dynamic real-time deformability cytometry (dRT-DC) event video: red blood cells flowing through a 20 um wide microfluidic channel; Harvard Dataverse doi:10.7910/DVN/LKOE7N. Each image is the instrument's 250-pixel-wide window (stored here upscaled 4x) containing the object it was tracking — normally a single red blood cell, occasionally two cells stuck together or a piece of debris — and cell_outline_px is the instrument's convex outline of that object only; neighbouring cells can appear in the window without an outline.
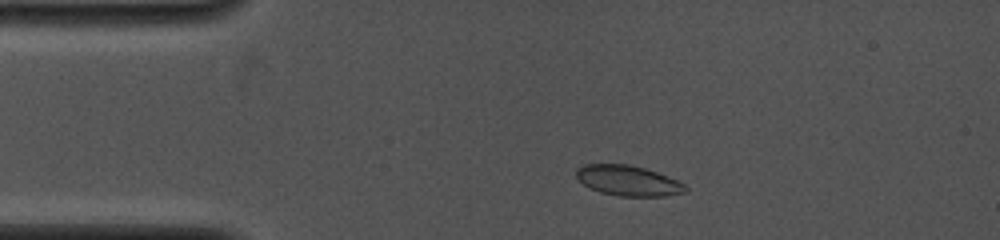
{"species": "common noctule bat (a hibernating species)", "species_latin": "Nyctalus noctula", "temperature_condition": "cold", "stored_images_in_passage": 34, "camera_frame_rate_fps": 4000, "um_per_image_px": 0.085, "animal": {"sex": "female", "body_mass_g": 19.0, "forearm_length_mm": 53.3}, "frame": {"image": 1, "passage_image": 7, "time_ms": 1.5, "image_size_px": [1000, 240], "cell_outline_px": [[688, 192], [664, 196], [620, 196], [600, 192], [584, 184], [576, 176], [576, 168], [584, 164], [628, 164], [644, 168], [656, 172], [676, 180], [684, 184], [688, 188]], "centroid_in_image_um": [53.4, 15.35], "position_along_channel_um": 31.6, "area_um2": 19.13}}
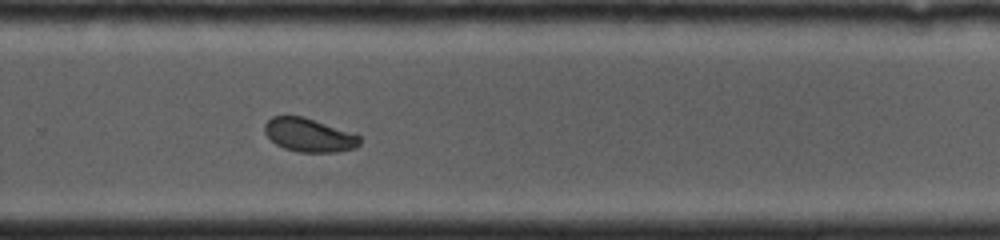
{"frame": {"image": 2, "passage_image": 19, "time_ms": 9.0, "image_size_px": [1000, 240], "cell_outline_px": [[360, 144], [356, 148], [336, 152], [300, 152], [284, 148], [276, 144], [264, 132], [264, 124], [272, 116], [304, 116], [360, 136]], "centroid_in_image_um": [26.25, 11.48], "position_along_channel_um": 303.5, "area_um2": 18.44}}
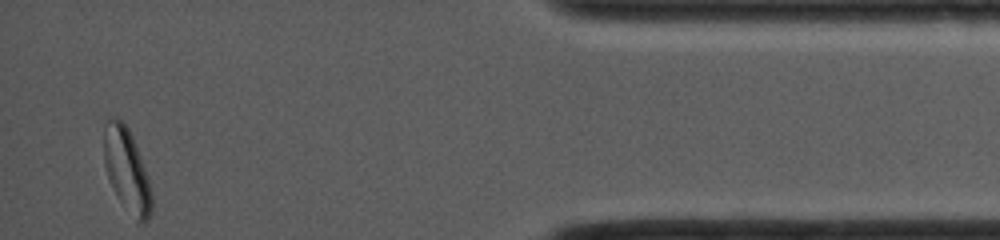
{"frame": {"image": 3, "passage_image": 34, "time_ms": 13.0, "image_size_px": [1000, 240], "cell_outline_px": [[152, 212], [148, 220], [144, 224], [140, 224], [136, 220], [120, 200], [112, 188], [104, 164], [104, 120], [112, 116], [124, 120], [132, 136], [148, 176], [152, 196]], "centroid_in_image_um": [10.77, 14.43], "position_along_channel_um": 424.4, "area_um2": 23.35}, "authors_computed_cell_mechanics": {"area_um2": 19.4497, "velocity_mm_per_s": 4.1639, "shape_relaxation_time_tau1_ms": 2.5183, "shape_relaxation_time_tau2_ms": null, "deformation_change_tau1": 0.0934, "deformation_change_tau2": null}}